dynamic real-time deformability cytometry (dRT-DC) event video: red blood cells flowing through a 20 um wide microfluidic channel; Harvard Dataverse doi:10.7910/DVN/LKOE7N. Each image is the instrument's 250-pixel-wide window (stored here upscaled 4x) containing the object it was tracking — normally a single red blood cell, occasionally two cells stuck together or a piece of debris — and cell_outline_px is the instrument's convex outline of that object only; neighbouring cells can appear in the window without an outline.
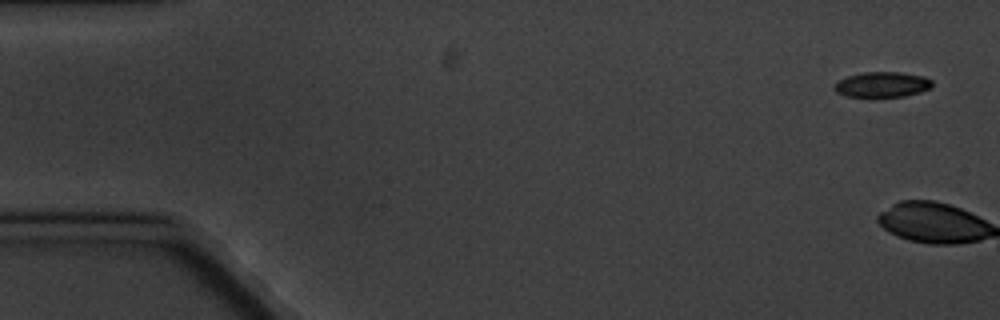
{"species": "common noctule bat (a hibernating species)", "species_latin": "Nyctalus noctula", "temperature_condition": "cold", "stored_images_in_passage": 11, "segment_of_instrument_passage": [1, 2], "camera_frame_rate_fps": 3000, "um_per_image_px": 0.085, "animal": {"sex": "male", "body_mass_g": 20.1, "forearm_length_mm": 53.5}, "frame": {"image": 1, "passage_image": 1, "time_ms": 0.0, "image_size_px": [1000, 320], "cell_outline_px": [[932, 88], [920, 92], [904, 96], [848, 96], [836, 92], [832, 88], [840, 80], [848, 76], [864, 72], [900, 72], [924, 76], [932, 80]], "centroid_in_image_um": [75.02, 7.17], "position_along_channel_um": 10.0, "area_um2": 14.28}}